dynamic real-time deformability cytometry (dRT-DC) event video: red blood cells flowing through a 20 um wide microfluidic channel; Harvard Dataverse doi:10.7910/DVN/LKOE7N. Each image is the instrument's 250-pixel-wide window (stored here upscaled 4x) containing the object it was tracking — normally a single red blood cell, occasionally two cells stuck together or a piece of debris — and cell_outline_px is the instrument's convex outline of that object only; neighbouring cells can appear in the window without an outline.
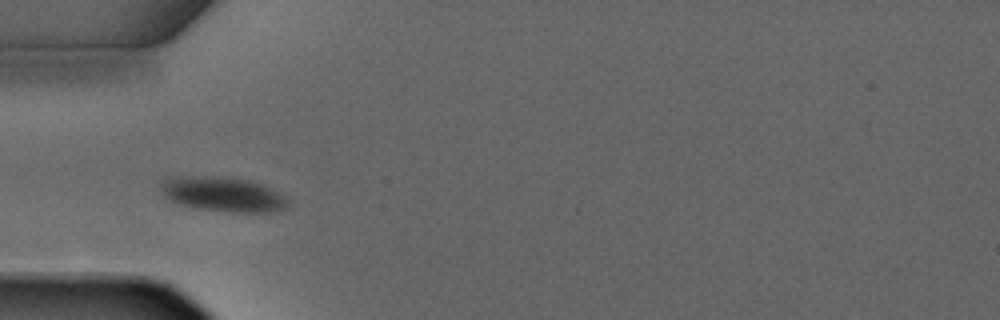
{"species": "common noctule bat (a hibernating species)", "species_latin": "Nyctalus noctula", "temperature_condition": "warm", "stored_images_in_passage": 4, "camera_frame_rate_fps": 3000, "um_per_image_px": 0.085, "animal": {"sex": "male", "forearm_length_mm": 52.5}, "frame": {"image": 1, "passage_image": 3, "time_ms": 2.333, "image_size_px": [1000, 320], "cell_outline_px": [[288, 204], [284, 208], [268, 212], [232, 212], [200, 208], [180, 204], [168, 200], [164, 196], [160, 188], [160, 180], [172, 176], [204, 176], [248, 180], [264, 184], [288, 200]], "centroid_in_image_um": [18.87, 16.5], "position_along_channel_um": 66.1, "area_um2": 25.43}}
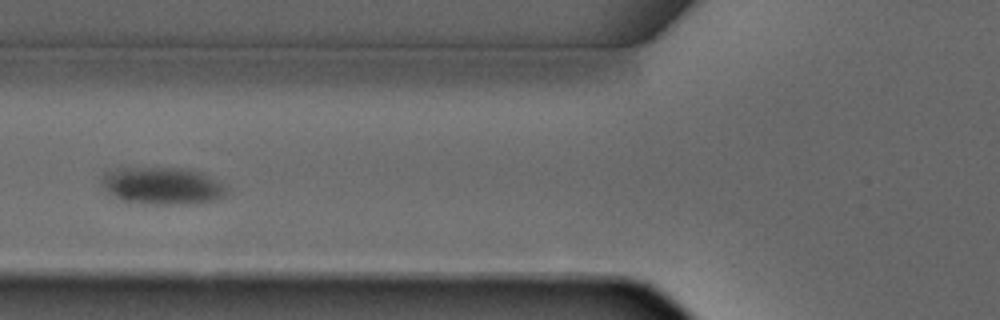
{"frame": {"image": 2, "passage_image": 4, "time_ms": 3.333, "image_size_px": [1000, 320], "cell_outline_px": [[228, 192], [224, 196], [216, 200], [188, 204], [156, 204], [120, 200], [112, 196], [104, 188], [100, 180], [100, 176], [104, 172], [116, 168], [188, 168], [204, 172], [228, 188]], "centroid_in_image_um": [13.79, 15.78], "position_along_channel_um": 112.0, "area_um2": 27.46}}